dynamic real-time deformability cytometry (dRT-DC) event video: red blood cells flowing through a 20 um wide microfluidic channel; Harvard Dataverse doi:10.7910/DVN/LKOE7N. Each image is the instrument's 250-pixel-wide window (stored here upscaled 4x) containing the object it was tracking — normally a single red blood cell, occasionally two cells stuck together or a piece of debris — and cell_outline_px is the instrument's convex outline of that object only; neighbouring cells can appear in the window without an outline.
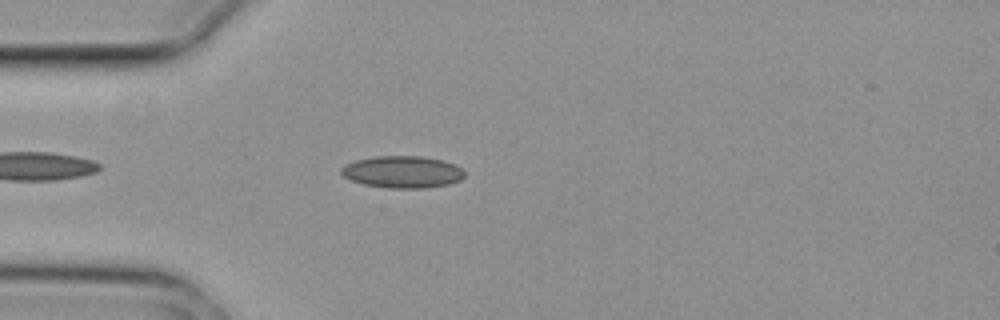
{"species": "common noctule bat (a hibernating species)", "species_latin": "Nyctalus noctula", "temperature_condition": "cold", "stored_images_in_passage": 4, "camera_frame_rate_fps": 3000, "um_per_image_px": 0.085, "animal": {"sex": "female", "body_mass_g": 29.2, "forearm_length_mm": 56.3}, "frame": {"image": 1, "passage_image": 4, "time_ms": 1.0, "image_size_px": [1000, 320], "cell_outline_px": [[464, 176], [460, 180], [448, 184], [424, 188], [388, 188], [364, 184], [352, 180], [344, 176], [340, 172], [340, 168], [344, 164], [356, 160], [376, 156], [420, 156], [440, 160], [456, 164], [464, 172]], "centroid_in_image_um": [34.19, 14.61], "position_along_channel_um": 50.8, "area_um2": 22.89}}